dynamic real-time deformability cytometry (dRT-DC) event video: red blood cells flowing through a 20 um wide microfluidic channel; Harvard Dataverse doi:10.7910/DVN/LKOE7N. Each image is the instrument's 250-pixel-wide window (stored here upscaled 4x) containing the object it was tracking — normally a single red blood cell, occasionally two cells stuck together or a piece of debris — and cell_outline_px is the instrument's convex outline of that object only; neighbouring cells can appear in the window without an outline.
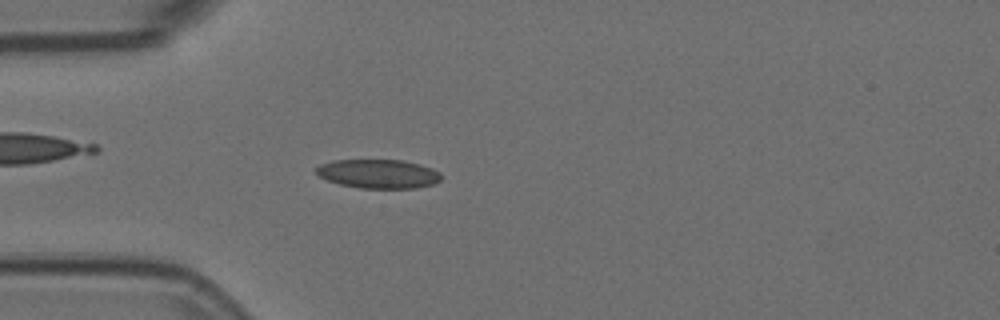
{"species": "Egyptian fruit bat (a non-hibernating species)", "species_latin": "Rousettus aegyptiacus", "temperature_condition": "room temperature", "stored_images_in_passage": 1, "camera_frame_rate_fps": 3000, "um_per_image_px": 0.085, "animal": {"sex": "female"}, "frame": {"image": 1, "passage_image": 1, "time_ms": 0.0, "image_size_px": [1000, 320], "cell_outline_px": [[440, 180], [432, 184], [416, 188], [360, 188], [340, 184], [328, 180], [320, 176], [316, 172], [316, 168], [320, 164], [332, 160], [404, 160], [420, 164], [432, 168], [440, 172]], "centroid_in_image_um": [32.17, 14.77], "position_along_channel_um": 52.8, "area_um2": 21.04}}